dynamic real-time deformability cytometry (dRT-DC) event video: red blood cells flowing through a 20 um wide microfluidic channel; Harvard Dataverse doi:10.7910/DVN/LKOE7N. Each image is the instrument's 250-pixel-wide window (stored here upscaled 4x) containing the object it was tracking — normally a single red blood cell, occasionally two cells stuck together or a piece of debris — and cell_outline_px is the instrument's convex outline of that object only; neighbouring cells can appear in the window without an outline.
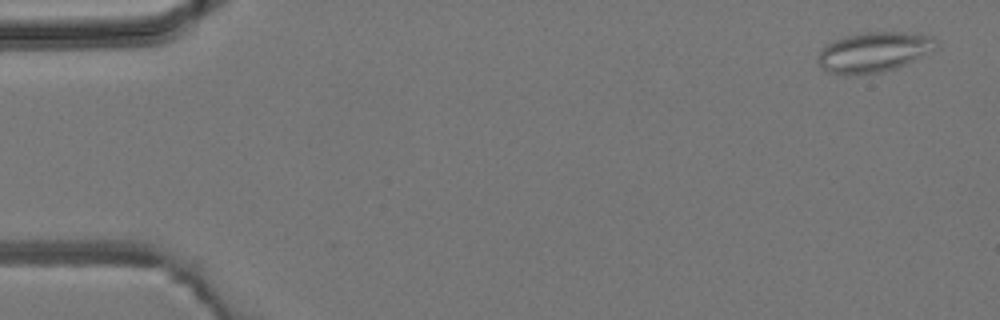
{"species": "common noctule bat (a hibernating species)", "species_latin": "Nyctalus noctula", "temperature_condition": "room temperature", "stored_images_in_passage": 5, "camera_frame_rate_fps": 3000, "um_per_image_px": 0.085, "animal": {"sex": "male", "body_mass_g": 19.2, "forearm_length_mm": 51.8}, "frame": {"image": 1, "passage_image": 1, "time_ms": 0.0, "image_size_px": [1000, 320], "cell_outline_px": [[936, 48], [896, 68], [884, 72], [848, 76], [828, 72], [816, 60], [820, 52], [828, 44], [844, 36], [864, 32], [900, 32], [932, 36], [936, 40]], "centroid_in_image_um": [74.24, 4.44], "position_along_channel_um": 10.8, "area_um2": 27.28}}